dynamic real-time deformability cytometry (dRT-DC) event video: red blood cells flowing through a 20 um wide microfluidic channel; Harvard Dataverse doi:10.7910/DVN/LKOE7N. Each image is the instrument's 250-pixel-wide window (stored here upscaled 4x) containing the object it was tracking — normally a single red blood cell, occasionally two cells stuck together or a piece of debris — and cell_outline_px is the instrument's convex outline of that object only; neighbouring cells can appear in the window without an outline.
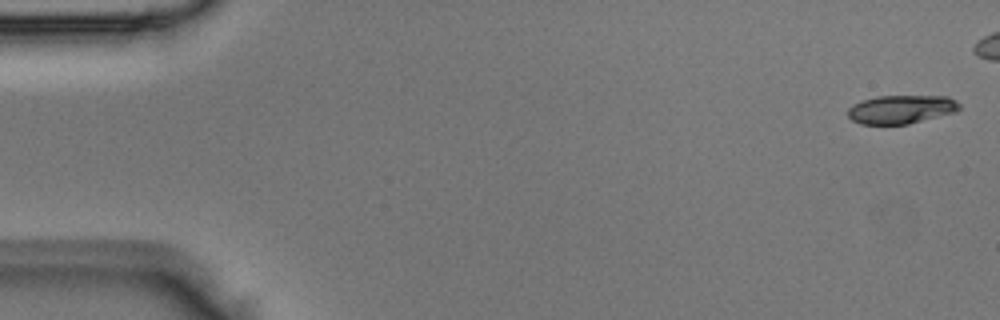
{"species": "Egyptian fruit bat (a non-hibernating species)", "species_latin": "Rousettus aegyptiacus", "temperature_condition": "room temperature", "stored_images_in_passage": 41, "camera_frame_rate_fps": 3000, "um_per_image_px": 0.085, "animal": {"sex": "male"}, "frame": {"image": 1, "passage_image": 1, "time_ms": 0.0, "image_size_px": [1000, 320], "cell_outline_px": [[960, 108], [956, 112], [908, 124], [860, 124], [852, 120], [848, 116], [848, 108], [852, 104], [860, 100], [876, 96], [948, 96], [956, 100], [960, 104]], "centroid_in_image_um": [76.59, 9.28], "position_along_channel_um": 8.4, "area_um2": 18.73}}
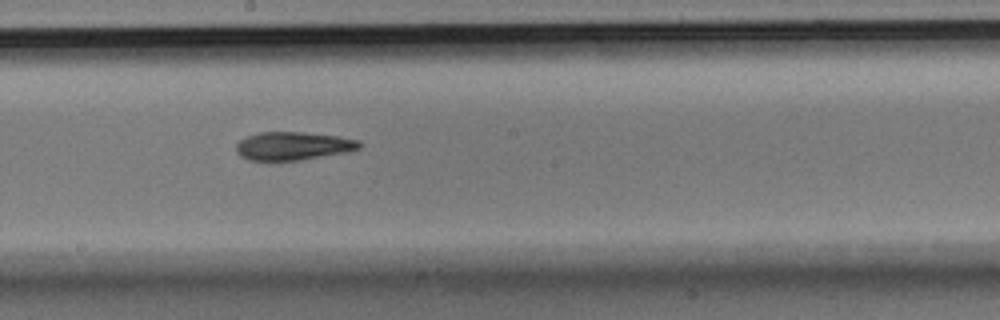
{"frame": {"image": 2, "passage_image": 27, "time_ms": 8.667, "image_size_px": [1000, 320], "cell_outline_px": [[364, 144], [360, 148], [348, 152], [300, 160], [248, 160], [240, 156], [236, 152], [236, 144], [240, 140], [248, 136], [260, 132], [304, 132], [336, 136], [360, 140]], "centroid_in_image_um": [24.94, 12.4], "position_along_channel_um": 223.3, "area_um2": 20.35}}
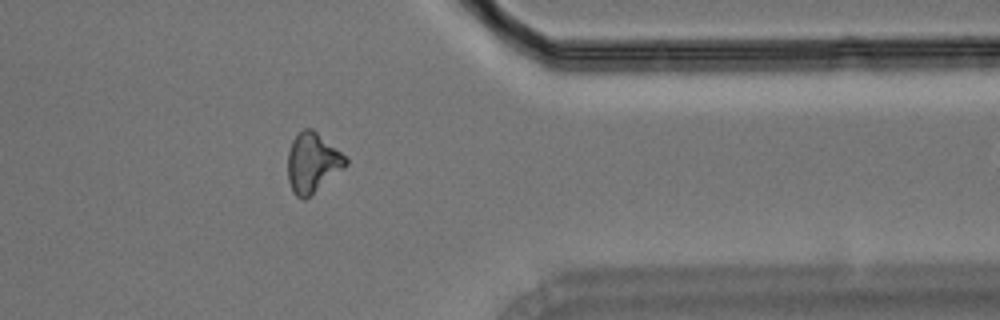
{"frame": {"image": 3, "passage_image": 40, "time_ms": 13.0, "image_size_px": [1000, 320], "cell_outline_px": [[348, 164], [344, 168], [304, 200], [296, 196], [292, 192], [288, 180], [288, 152], [292, 140], [304, 128], [312, 128], [340, 152], [348, 160]], "centroid_in_image_um": [26.54, 13.84], "position_along_channel_um": 384.9, "area_um2": 19.83}}